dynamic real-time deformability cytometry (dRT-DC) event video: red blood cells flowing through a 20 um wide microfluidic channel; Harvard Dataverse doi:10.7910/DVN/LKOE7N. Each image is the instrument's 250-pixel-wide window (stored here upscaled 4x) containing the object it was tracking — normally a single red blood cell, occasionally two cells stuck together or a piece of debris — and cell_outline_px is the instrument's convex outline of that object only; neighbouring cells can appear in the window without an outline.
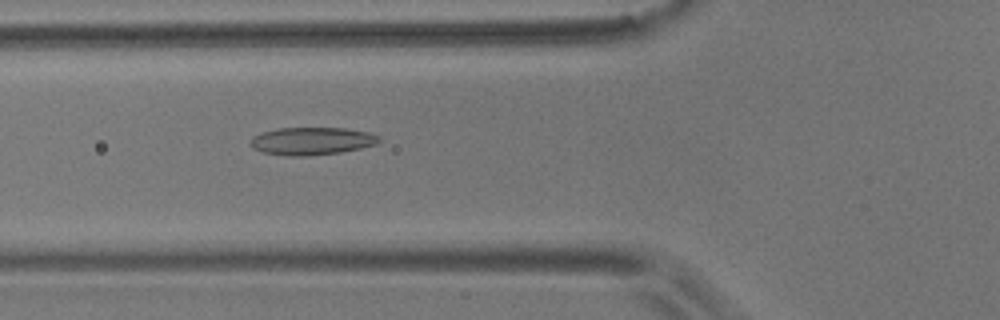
{"species": "common noctule bat (a hibernating species)", "species_latin": "Nyctalus noctula", "temperature_condition": "room temperature", "stored_images_in_passage": 55, "camera_frame_rate_fps": 3000, "um_per_image_px": 0.085, "animal": {"sex": "male", "body_mass_g": 17.9}, "frame": {"image": 1, "passage_image": 20, "time_ms": 6.333, "image_size_px": [1000, 320], "cell_outline_px": [[380, 140], [376, 144], [360, 148], [340, 152], [308, 156], [288, 156], [264, 152], [256, 148], [252, 144], [252, 136], [264, 132], [280, 128], [344, 128], [368, 132], [380, 136]], "centroid_in_image_um": [26.55, 11.98], "position_along_channel_um": 99.2, "area_um2": 20.4}}
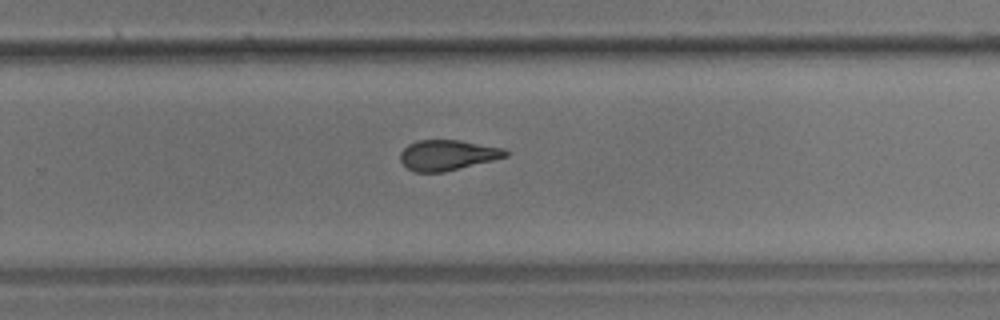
{"frame": {"image": 2, "passage_image": 36, "time_ms": 11.667, "image_size_px": [1000, 320], "cell_outline_px": [[512, 152], [508, 156], [496, 160], [444, 172], [416, 172], [408, 168], [400, 160], [400, 152], [408, 144], [416, 140], [460, 140], [504, 148]], "centroid_in_image_um": [38.09, 13.18], "position_along_channel_um": 291.7, "area_um2": 18.9}}
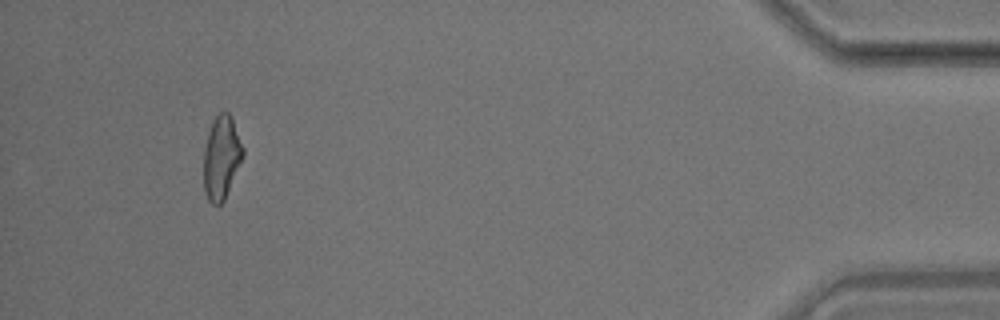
{"frame": {"image": 3, "passage_image": 52, "time_ms": 17.0, "image_size_px": [1000, 320], "cell_outline_px": [[244, 152], [224, 200], [220, 204], [212, 204], [208, 200], [204, 192], [204, 148], [208, 132], [212, 120], [220, 112], [228, 112], [232, 116], [244, 148]], "centroid_in_image_um": [18.81, 13.35], "position_along_channel_um": 416.4, "area_um2": 18.96}, "authors_computed_cell_mechanics": {"area_um2": 19.652, "velocity_mm_per_s": 3.6075, "shape_relaxation_time_tau1_ms": 10.0659, "shape_relaxation_time_tau2_ms": 2.548, "deformation_change_tau1": 0.2397, "deformation_change_tau2": 0.1128}}